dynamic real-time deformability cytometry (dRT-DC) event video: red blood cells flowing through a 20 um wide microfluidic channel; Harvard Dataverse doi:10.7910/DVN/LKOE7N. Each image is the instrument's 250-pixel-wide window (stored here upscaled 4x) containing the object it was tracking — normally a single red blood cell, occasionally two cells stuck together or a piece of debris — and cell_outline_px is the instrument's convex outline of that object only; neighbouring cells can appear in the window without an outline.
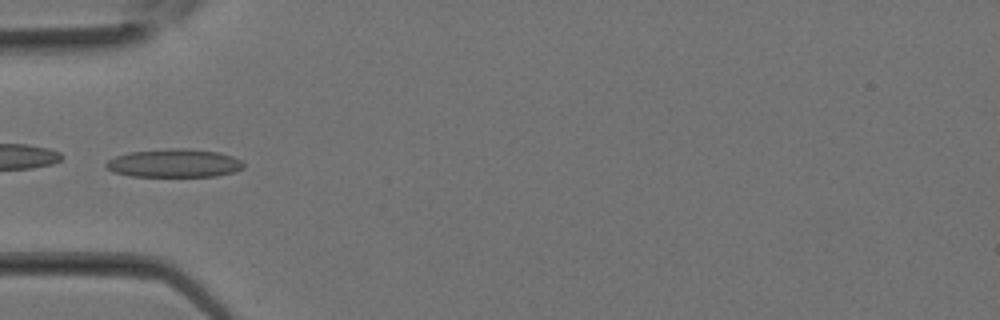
{"species": "Egyptian fruit bat (a non-hibernating species)", "species_latin": "Rousettus aegyptiacus", "temperature_condition": "room temperature", "stored_images_in_passage": 13, "camera_frame_rate_fps": 3000, "um_per_image_px": 0.085, "animal": {"sex": "female"}, "frame": {"image": 1, "passage_image": 10, "time_ms": 3.0, "image_size_px": [1000, 320], "cell_outline_px": [[244, 168], [232, 172], [216, 176], [132, 176], [112, 172], [104, 164], [108, 160], [116, 156], [128, 152], [168, 148], [188, 148], [220, 152], [232, 156], [240, 160], [244, 164]], "centroid_in_image_um": [14.8, 13.86], "position_along_channel_um": 70.2, "area_um2": 22.77}}